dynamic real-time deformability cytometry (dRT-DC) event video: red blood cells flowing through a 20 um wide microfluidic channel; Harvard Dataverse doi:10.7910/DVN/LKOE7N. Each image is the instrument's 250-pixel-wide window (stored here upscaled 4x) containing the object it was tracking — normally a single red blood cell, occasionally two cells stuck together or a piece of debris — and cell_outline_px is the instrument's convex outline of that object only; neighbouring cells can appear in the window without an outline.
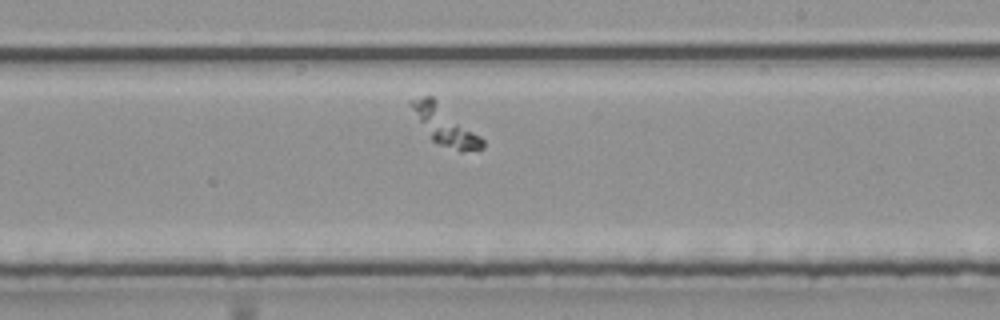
{"species": "common noctule bat (a hibernating species)", "species_latin": "Nyctalus noctula", "temperature_condition": "room temperature", "stored_images_in_passage": 33, "camera_frame_rate_fps": 3000, "um_per_image_px": 0.085, "animal": {"sex": "male", "body_mass_g": 20.4}, "frame": {"image": 1, "passage_image": 21, "time_ms": 6.667, "image_size_px": [1000, 320], "cell_outline_px": [[484, 148], [464, 152], [460, 152], [440, 144], [432, 140], [408, 104], [408, 100], [424, 96], [432, 96], [480, 136], [484, 140]], "centroid_in_image_um": [37.82, 10.66], "position_along_channel_um": 251.2, "area_um2": 15.72}}